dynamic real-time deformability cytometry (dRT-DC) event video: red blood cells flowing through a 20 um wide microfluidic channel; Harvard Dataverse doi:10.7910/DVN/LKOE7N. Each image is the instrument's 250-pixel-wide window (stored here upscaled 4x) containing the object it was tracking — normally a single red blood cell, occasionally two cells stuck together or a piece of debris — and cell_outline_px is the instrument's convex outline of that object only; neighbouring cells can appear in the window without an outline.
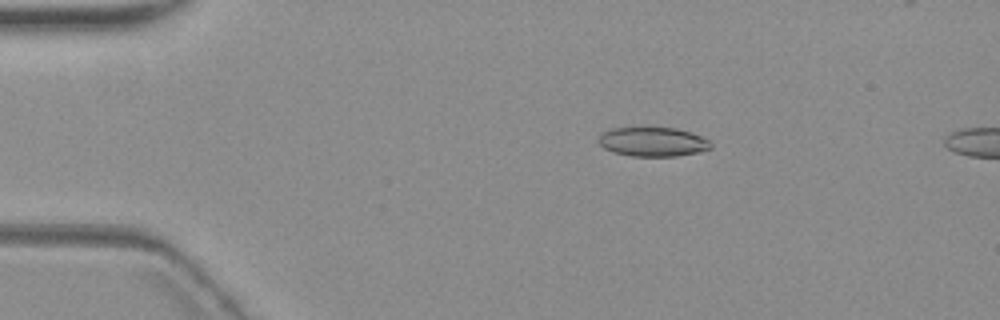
{"species": "common noctule bat (a hibernating species)", "species_latin": "Nyctalus noctula", "temperature_condition": "warm", "stored_images_in_passage": 5, "camera_frame_rate_fps": 3000, "um_per_image_px": 0.085, "animal": {"sex": "female", "body_mass_g": 19.3, "forearm_length_mm": 54.1}, "frame": {"image": 1, "passage_image": 3, "time_ms": 3.333, "image_size_px": [1000, 320], "cell_outline_px": [[712, 148], [696, 152], [676, 156], [632, 156], [612, 152], [604, 148], [596, 140], [604, 132], [612, 128], [676, 128], [692, 132], [708, 140], [712, 144]], "centroid_in_image_um": [55.48, 12.05], "position_along_channel_um": 29.5, "area_um2": 19.02}}